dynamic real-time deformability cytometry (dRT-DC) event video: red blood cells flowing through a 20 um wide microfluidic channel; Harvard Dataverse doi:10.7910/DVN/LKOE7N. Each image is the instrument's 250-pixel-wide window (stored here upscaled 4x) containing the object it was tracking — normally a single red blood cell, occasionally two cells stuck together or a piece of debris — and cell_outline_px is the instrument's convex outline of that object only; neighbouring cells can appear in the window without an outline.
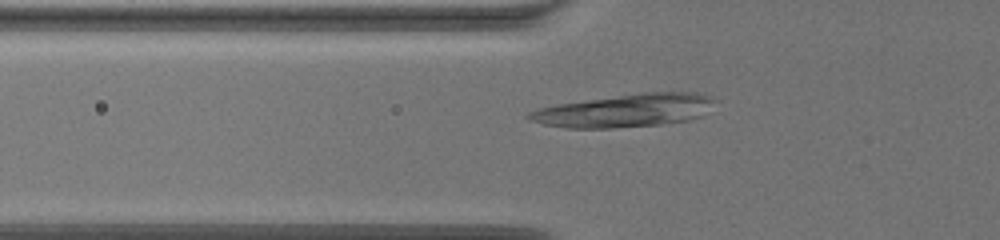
{"species": "common noctule bat (a hibernating species)", "species_latin": "Nyctalus noctula", "temperature_condition": "warm", "stored_images_in_passage": 46, "camera_frame_rate_fps": 3000, "um_per_image_px": 0.085, "animal": {"sex": "female", "body_mass_g": 19.5, "forearm_length_mm": 54.1}, "frame": {"image": 1, "passage_image": 2, "time_ms": 0.333, "image_size_px": [1000, 240], "cell_outline_px": [[716, 100], [700, 116], [688, 120], [660, 124], [612, 128], [568, 128], [544, 124], [528, 120], [524, 116], [528, 112], [540, 108], [556, 104], [644, 92], [696, 92], [712, 96]], "centroid_in_image_um": [53.09, 9.39], "position_along_channel_um": 72.7, "area_um2": 35.49}}
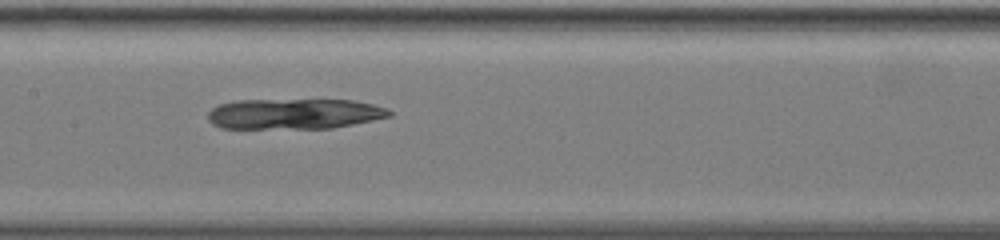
{"frame": {"image": 2, "passage_image": 13, "time_ms": 4.0, "image_size_px": [1000, 240], "cell_outline_px": [[392, 116], [332, 128], [220, 128], [212, 124], [208, 120], [208, 112], [212, 108], [220, 104], [236, 100], [352, 100], [372, 104], [388, 108], [392, 112]], "centroid_in_image_um": [25.0, 9.67], "position_along_channel_um": 182.4, "area_um2": 32.19}}
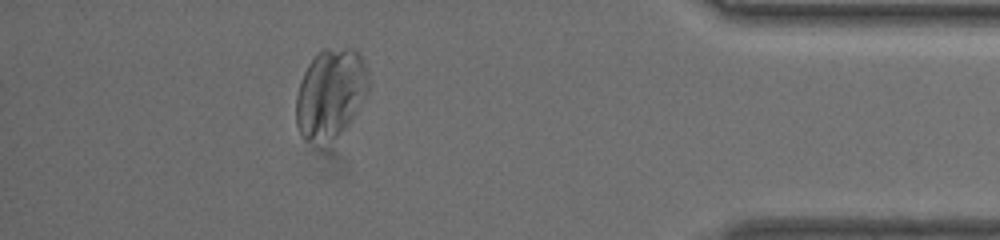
{"frame": {"image": 3, "passage_image": 39, "time_ms": 12.667, "image_size_px": [1000, 240], "cell_outline_px": [[368, 92], [344, 128], [336, 136], [308, 140], [304, 140], [296, 124], [296, 96], [304, 72], [308, 64], [324, 48], [352, 48], [360, 52], [364, 60], [368, 72]], "centroid_in_image_um": [28.1, 7.85], "position_along_channel_um": 407.1, "area_um2": 36.88}}